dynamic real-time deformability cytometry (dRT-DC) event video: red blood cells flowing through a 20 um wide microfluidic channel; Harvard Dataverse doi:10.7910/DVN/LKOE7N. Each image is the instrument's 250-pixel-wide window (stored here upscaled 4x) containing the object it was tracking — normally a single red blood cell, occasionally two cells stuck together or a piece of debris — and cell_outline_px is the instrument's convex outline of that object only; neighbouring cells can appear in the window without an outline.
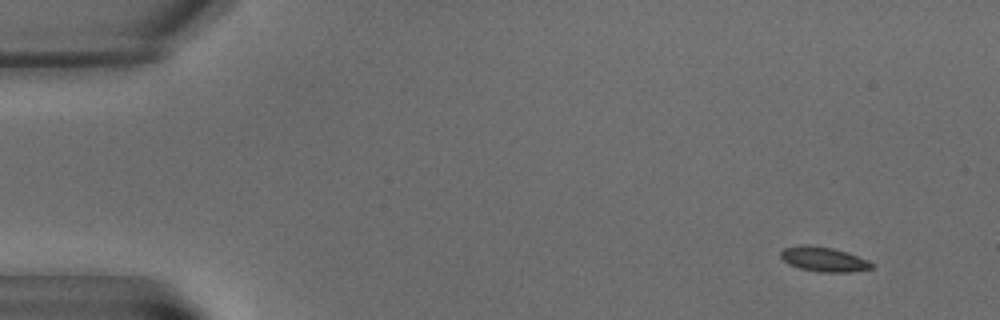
{"species": "common noctule bat (a hibernating species)", "species_latin": "Nyctalus noctula", "temperature_condition": "warm", "stored_images_in_passage": 7, "camera_frame_rate_fps": 3000, "um_per_image_px": 0.085, "animal": {"sex": "male", "body_mass_g": 15.6}, "frame": {"image": 1, "passage_image": 2, "time_ms": 1.333, "image_size_px": [1000, 320], "cell_outline_px": [[872, 268], [852, 272], [820, 272], [800, 268], [788, 264], [780, 256], [780, 252], [784, 248], [800, 244], [808, 244], [832, 248], [848, 252], [868, 260], [872, 264]], "centroid_in_image_um": [70.0, 22.02], "position_along_channel_um": 15.0, "area_um2": 13.12}}
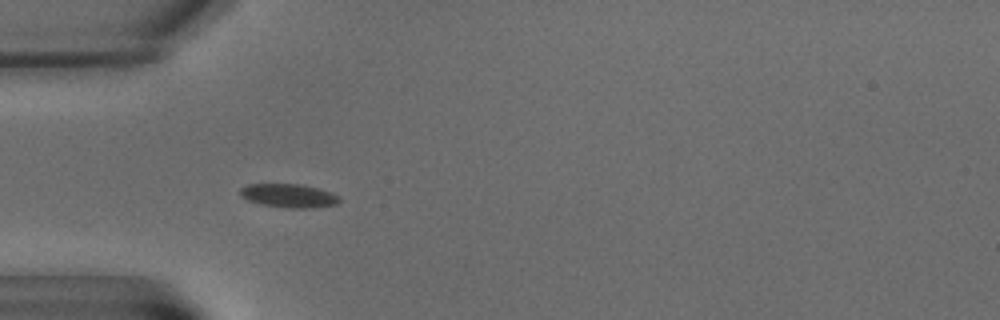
{"frame": {"image": 2, "passage_image": 6, "time_ms": 7.0, "image_size_px": [1000, 320], "cell_outline_px": [[340, 200], [336, 204], [312, 208], [288, 208], [260, 204], [248, 200], [240, 196], [240, 188], [248, 184], [300, 184], [320, 188], [332, 192], [340, 196]], "centroid_in_image_um": [24.56, 16.63], "position_along_channel_um": 60.4, "area_um2": 13.81}}